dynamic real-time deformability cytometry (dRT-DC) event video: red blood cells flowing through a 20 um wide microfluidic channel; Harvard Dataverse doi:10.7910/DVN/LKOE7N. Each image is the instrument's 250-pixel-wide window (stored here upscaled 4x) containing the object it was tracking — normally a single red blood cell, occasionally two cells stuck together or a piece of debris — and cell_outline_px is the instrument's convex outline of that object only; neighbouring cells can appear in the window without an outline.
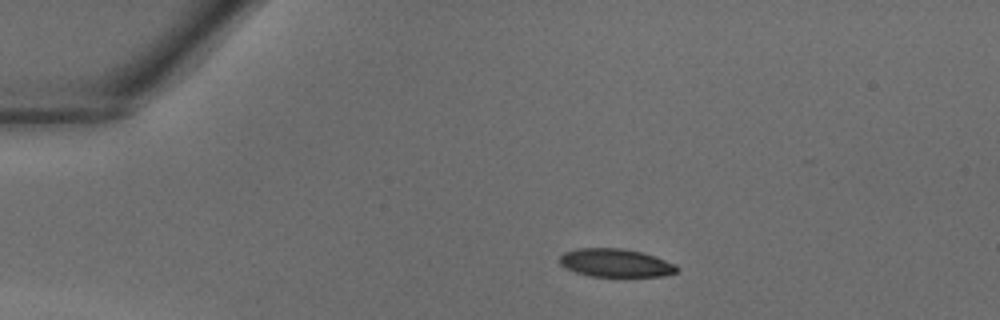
{"species": "common noctule bat (a hibernating species)", "species_latin": "Nyctalus noctula", "temperature_condition": "warm", "stored_images_in_passage": 33, "camera_frame_rate_fps": 3000, "um_per_image_px": 0.085, "animal": {"sex": "male", "body_mass_g": 18.8}, "frame": {"image": 1, "passage_image": 1, "time_ms": 0.0, "image_size_px": [1000, 320], "cell_outline_px": [[680, 268], [676, 272], [664, 276], [592, 276], [576, 272], [564, 268], [560, 264], [560, 256], [564, 252], [576, 248], [620, 248], [640, 252], [676, 264]], "centroid_in_image_um": [52.3, 22.35], "position_along_channel_um": 32.7, "area_um2": 19.13}}
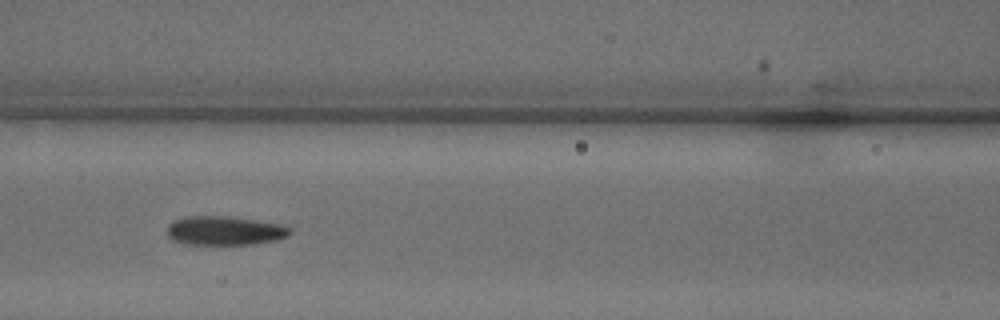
{"frame": {"image": 2, "passage_image": 11, "time_ms": 3.333, "image_size_px": [1000, 320], "cell_outline_px": [[292, 232], [288, 236], [276, 240], [252, 244], [188, 244], [172, 240], [168, 236], [168, 224], [176, 220], [188, 216], [224, 216], [256, 220], [280, 224], [292, 228]], "centroid_in_image_um": [19.12, 19.61], "position_along_channel_um": 147.5, "area_um2": 20.63}}
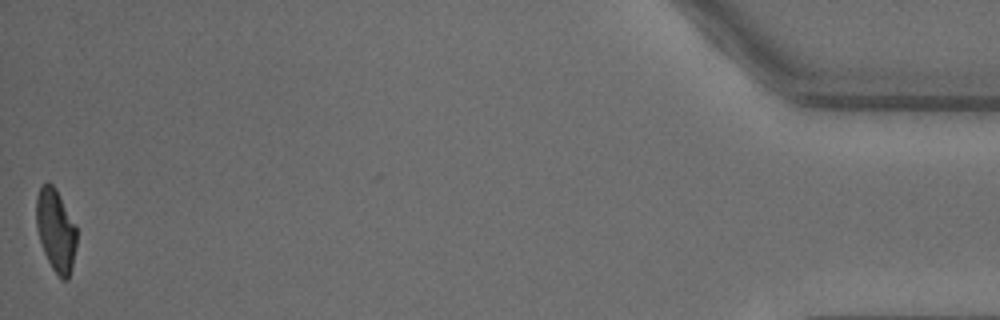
{"frame": {"image": 3, "passage_image": 33, "time_ms": 10.667, "image_size_px": [1000, 320], "cell_outline_px": [[76, 248], [72, 268], [68, 280], [60, 280], [52, 268], [44, 252], [36, 228], [36, 196], [40, 188], [44, 184], [52, 184], [56, 188], [76, 224]], "centroid_in_image_um": [4.75, 19.6], "position_along_channel_um": 430.4, "area_um2": 19.59}}